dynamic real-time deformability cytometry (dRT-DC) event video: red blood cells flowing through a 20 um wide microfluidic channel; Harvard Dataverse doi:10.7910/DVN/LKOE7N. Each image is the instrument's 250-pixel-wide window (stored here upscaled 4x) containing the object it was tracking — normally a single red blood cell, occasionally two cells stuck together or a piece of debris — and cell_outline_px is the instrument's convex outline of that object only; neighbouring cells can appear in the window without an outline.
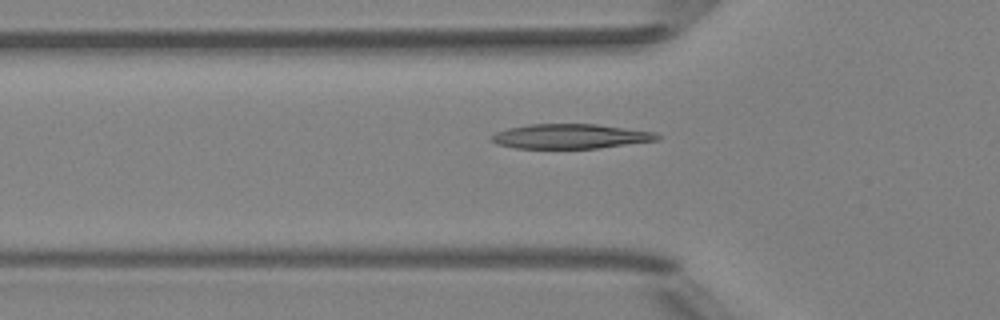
{"species": "Egyptian fruit bat (a non-hibernating species)", "species_latin": "Rousettus aegyptiacus", "temperature_condition": "room temperature", "stored_images_in_passage": 36, "camera_frame_rate_fps": 3000, "um_per_image_px": 0.085, "animal": {"sex": "female"}, "frame": {"image": 1, "passage_image": 2, "time_ms": 0.333, "image_size_px": [1000, 320], "cell_outline_px": [[660, 140], [600, 148], [516, 148], [496, 144], [488, 140], [496, 132], [508, 128], [528, 124], [596, 124], [656, 132], [660, 136]], "centroid_in_image_um": [48.49, 11.59], "position_along_channel_um": 77.3, "area_um2": 23.93}}
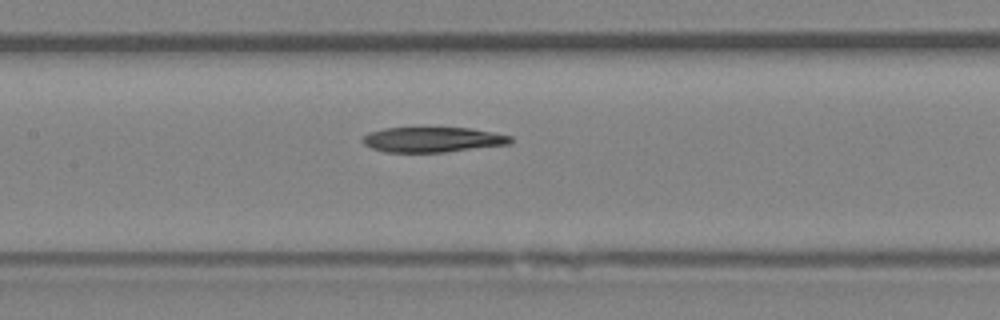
{"frame": {"image": 2, "passage_image": 9, "time_ms": 2.667, "image_size_px": [1000, 320], "cell_outline_px": [[512, 140], [508, 144], [444, 152], [384, 152], [372, 148], [364, 144], [360, 140], [368, 132], [384, 128], [468, 128], [492, 132], [512, 136]], "centroid_in_image_um": [36.72, 11.87], "position_along_channel_um": 170.7, "area_um2": 21.5}}
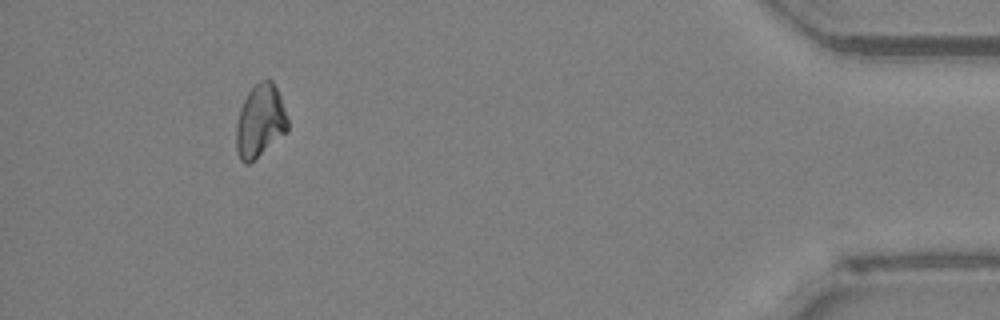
{"frame": {"image": 3, "passage_image": 32, "time_ms": 10.333, "image_size_px": [1000, 320], "cell_outline_px": [[288, 132], [248, 164], [244, 164], [240, 160], [236, 148], [236, 124], [240, 108], [248, 92], [260, 80], [268, 76], [272, 80], [280, 96], [288, 120]], "centroid_in_image_um": [22.11, 10.28], "position_along_channel_um": 413.1, "area_um2": 21.96}}